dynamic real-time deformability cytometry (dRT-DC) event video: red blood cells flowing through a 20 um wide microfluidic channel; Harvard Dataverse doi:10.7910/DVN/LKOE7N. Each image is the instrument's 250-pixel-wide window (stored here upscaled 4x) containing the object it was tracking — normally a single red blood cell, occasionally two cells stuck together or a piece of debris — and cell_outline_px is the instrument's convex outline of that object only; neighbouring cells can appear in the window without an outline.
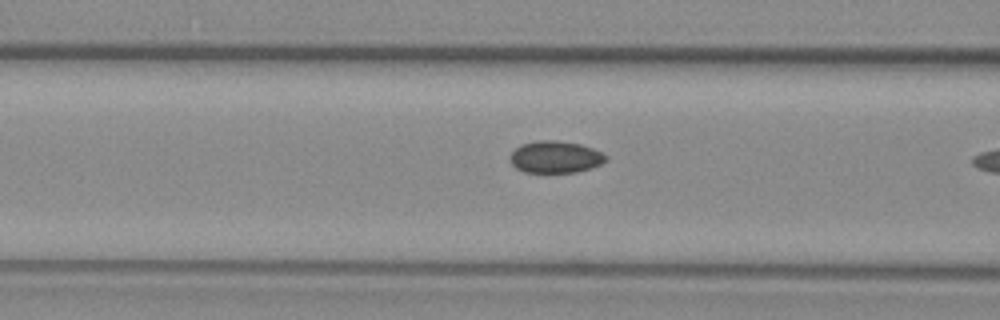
{"species": "common noctule bat (a hibernating species)", "species_latin": "Nyctalus noctula", "temperature_condition": "warm", "stored_images_in_passage": 30, "camera_frame_rate_fps": 3000, "um_per_image_px": 0.085, "animal": {"sex": "female", "body_mass_g": 29.2, "forearm_length_mm": 56.3}, "frame": {"image": 1, "passage_image": 9, "time_ms": 2.667, "image_size_px": [1000, 320], "cell_outline_px": [[608, 160], [592, 168], [576, 172], [524, 172], [516, 168], [508, 160], [508, 156], [520, 144], [536, 140], [556, 140], [580, 144], [592, 148], [608, 156]], "centroid_in_image_um": [47.18, 13.34], "position_along_channel_um": 119.4, "area_um2": 18.03}}
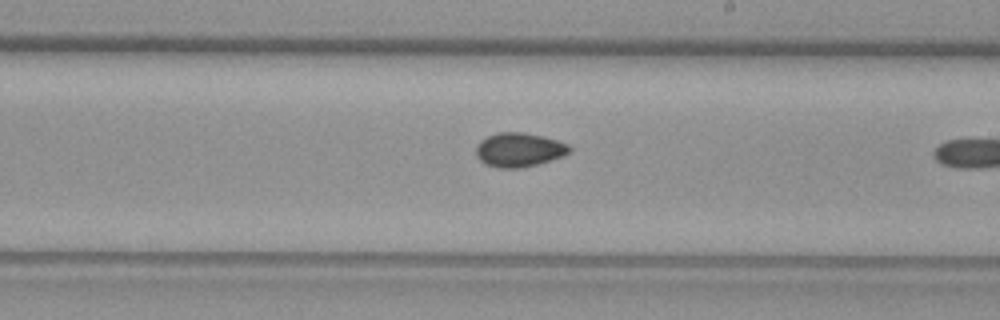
{"frame": {"image": 2, "passage_image": 19, "time_ms": 6.0, "image_size_px": [1000, 320], "cell_outline_px": [[572, 148], [568, 152], [560, 156], [536, 164], [520, 168], [496, 168], [484, 164], [476, 156], [476, 144], [480, 140], [496, 132], [524, 132], [544, 136], [568, 144]], "centroid_in_image_um": [44.06, 12.72], "position_along_channel_um": 244.9, "area_um2": 18.55}}
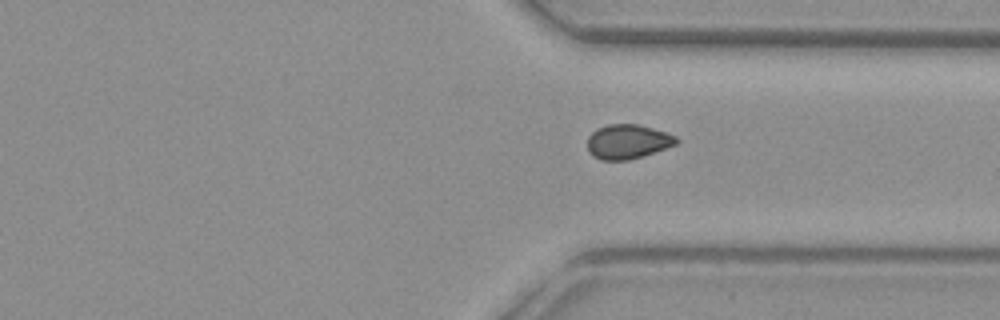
{"frame": {"image": 3, "passage_image": 28, "time_ms": 9.0, "image_size_px": [1000, 320], "cell_outline_px": [[680, 140], [676, 144], [628, 160], [600, 160], [592, 156], [588, 152], [588, 136], [596, 128], [608, 124], [640, 124], [676, 136]], "centroid_in_image_um": [53.31, 12.03], "position_along_channel_um": 358.1, "area_um2": 17.74}}